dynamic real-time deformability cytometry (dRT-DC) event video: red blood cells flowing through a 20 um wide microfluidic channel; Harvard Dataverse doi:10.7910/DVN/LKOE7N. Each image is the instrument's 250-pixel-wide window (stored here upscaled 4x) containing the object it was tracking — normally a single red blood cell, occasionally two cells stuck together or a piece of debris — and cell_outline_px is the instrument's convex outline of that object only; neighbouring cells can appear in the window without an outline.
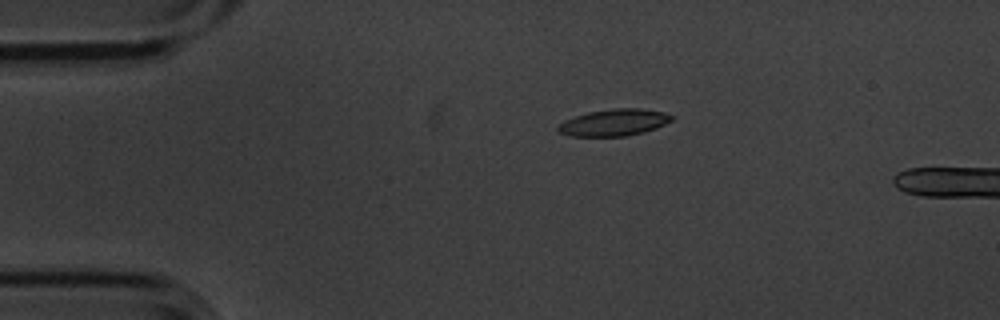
{"species": "common noctule bat (a hibernating species)", "species_latin": "Nyctalus noctula", "temperature_condition": "cold", "stored_images_in_passage": 3, "camera_frame_rate_fps": 3000, "um_per_image_px": 0.085, "animal": {"sex": "male", "body_mass_g": 20.1, "forearm_length_mm": 53.5}, "frame": {"image": 1, "passage_image": 1, "time_ms": 0.0, "image_size_px": [1000, 320], "cell_outline_px": [[676, 116], [672, 120], [656, 128], [644, 132], [624, 136], [572, 136], [560, 132], [556, 128], [564, 120], [588, 112], [612, 108], [640, 108], [664, 112]], "centroid_in_image_um": [52.22, 10.4], "position_along_channel_um": 32.8, "area_um2": 17.69}}